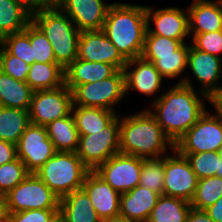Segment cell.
<instances>
[{
    "label": "cell",
    "instance_id": "28",
    "mask_svg": "<svg viewBox=\"0 0 222 222\" xmlns=\"http://www.w3.org/2000/svg\"><path fill=\"white\" fill-rule=\"evenodd\" d=\"M31 15L20 0H0V37L23 31Z\"/></svg>",
    "mask_w": 222,
    "mask_h": 222
},
{
    "label": "cell",
    "instance_id": "16",
    "mask_svg": "<svg viewBox=\"0 0 222 222\" xmlns=\"http://www.w3.org/2000/svg\"><path fill=\"white\" fill-rule=\"evenodd\" d=\"M147 32L146 34L161 35L184 43L189 32V16L177 7L153 10L146 6ZM154 22L155 29L150 28Z\"/></svg>",
    "mask_w": 222,
    "mask_h": 222
},
{
    "label": "cell",
    "instance_id": "29",
    "mask_svg": "<svg viewBox=\"0 0 222 222\" xmlns=\"http://www.w3.org/2000/svg\"><path fill=\"white\" fill-rule=\"evenodd\" d=\"M29 124L28 110L0 107V140L16 145Z\"/></svg>",
    "mask_w": 222,
    "mask_h": 222
},
{
    "label": "cell",
    "instance_id": "3",
    "mask_svg": "<svg viewBox=\"0 0 222 222\" xmlns=\"http://www.w3.org/2000/svg\"><path fill=\"white\" fill-rule=\"evenodd\" d=\"M120 153L143 159H159L174 144L149 110L120 118Z\"/></svg>",
    "mask_w": 222,
    "mask_h": 222
},
{
    "label": "cell",
    "instance_id": "44",
    "mask_svg": "<svg viewBox=\"0 0 222 222\" xmlns=\"http://www.w3.org/2000/svg\"><path fill=\"white\" fill-rule=\"evenodd\" d=\"M186 222H214L205 210H198L195 208L190 209Z\"/></svg>",
    "mask_w": 222,
    "mask_h": 222
},
{
    "label": "cell",
    "instance_id": "18",
    "mask_svg": "<svg viewBox=\"0 0 222 222\" xmlns=\"http://www.w3.org/2000/svg\"><path fill=\"white\" fill-rule=\"evenodd\" d=\"M110 6L103 0H63L60 9L79 31H92L102 30Z\"/></svg>",
    "mask_w": 222,
    "mask_h": 222
},
{
    "label": "cell",
    "instance_id": "49",
    "mask_svg": "<svg viewBox=\"0 0 222 222\" xmlns=\"http://www.w3.org/2000/svg\"><path fill=\"white\" fill-rule=\"evenodd\" d=\"M51 222H65L64 218L58 213Z\"/></svg>",
    "mask_w": 222,
    "mask_h": 222
},
{
    "label": "cell",
    "instance_id": "33",
    "mask_svg": "<svg viewBox=\"0 0 222 222\" xmlns=\"http://www.w3.org/2000/svg\"><path fill=\"white\" fill-rule=\"evenodd\" d=\"M159 159H144L139 185L163 195L165 156Z\"/></svg>",
    "mask_w": 222,
    "mask_h": 222
},
{
    "label": "cell",
    "instance_id": "22",
    "mask_svg": "<svg viewBox=\"0 0 222 222\" xmlns=\"http://www.w3.org/2000/svg\"><path fill=\"white\" fill-rule=\"evenodd\" d=\"M117 69L102 62H89L76 59L65 69V85L72 91L76 86L93 83L112 76Z\"/></svg>",
    "mask_w": 222,
    "mask_h": 222
},
{
    "label": "cell",
    "instance_id": "6",
    "mask_svg": "<svg viewBox=\"0 0 222 222\" xmlns=\"http://www.w3.org/2000/svg\"><path fill=\"white\" fill-rule=\"evenodd\" d=\"M120 153V118L118 115L97 134L79 137L76 154L90 170Z\"/></svg>",
    "mask_w": 222,
    "mask_h": 222
},
{
    "label": "cell",
    "instance_id": "47",
    "mask_svg": "<svg viewBox=\"0 0 222 222\" xmlns=\"http://www.w3.org/2000/svg\"><path fill=\"white\" fill-rule=\"evenodd\" d=\"M0 220H8L5 195L0 194Z\"/></svg>",
    "mask_w": 222,
    "mask_h": 222
},
{
    "label": "cell",
    "instance_id": "25",
    "mask_svg": "<svg viewBox=\"0 0 222 222\" xmlns=\"http://www.w3.org/2000/svg\"><path fill=\"white\" fill-rule=\"evenodd\" d=\"M45 127L56 152L77 151L80 136L71 113L66 117L54 120Z\"/></svg>",
    "mask_w": 222,
    "mask_h": 222
},
{
    "label": "cell",
    "instance_id": "13",
    "mask_svg": "<svg viewBox=\"0 0 222 222\" xmlns=\"http://www.w3.org/2000/svg\"><path fill=\"white\" fill-rule=\"evenodd\" d=\"M16 150L17 157L30 173H35L56 153L53 143L48 138L46 127L32 123L20 137Z\"/></svg>",
    "mask_w": 222,
    "mask_h": 222
},
{
    "label": "cell",
    "instance_id": "45",
    "mask_svg": "<svg viewBox=\"0 0 222 222\" xmlns=\"http://www.w3.org/2000/svg\"><path fill=\"white\" fill-rule=\"evenodd\" d=\"M205 212L214 222H222V197H220L213 205L206 208Z\"/></svg>",
    "mask_w": 222,
    "mask_h": 222
},
{
    "label": "cell",
    "instance_id": "20",
    "mask_svg": "<svg viewBox=\"0 0 222 222\" xmlns=\"http://www.w3.org/2000/svg\"><path fill=\"white\" fill-rule=\"evenodd\" d=\"M159 197V193L137 185L120 195L119 216L133 222H147Z\"/></svg>",
    "mask_w": 222,
    "mask_h": 222
},
{
    "label": "cell",
    "instance_id": "39",
    "mask_svg": "<svg viewBox=\"0 0 222 222\" xmlns=\"http://www.w3.org/2000/svg\"><path fill=\"white\" fill-rule=\"evenodd\" d=\"M29 66L20 58L10 54L0 44V70L16 80L26 82L28 77Z\"/></svg>",
    "mask_w": 222,
    "mask_h": 222
},
{
    "label": "cell",
    "instance_id": "5",
    "mask_svg": "<svg viewBox=\"0 0 222 222\" xmlns=\"http://www.w3.org/2000/svg\"><path fill=\"white\" fill-rule=\"evenodd\" d=\"M89 171L76 152H56L35 174L60 199L81 189Z\"/></svg>",
    "mask_w": 222,
    "mask_h": 222
},
{
    "label": "cell",
    "instance_id": "41",
    "mask_svg": "<svg viewBox=\"0 0 222 222\" xmlns=\"http://www.w3.org/2000/svg\"><path fill=\"white\" fill-rule=\"evenodd\" d=\"M59 209H33L8 213L9 222H51Z\"/></svg>",
    "mask_w": 222,
    "mask_h": 222
},
{
    "label": "cell",
    "instance_id": "2",
    "mask_svg": "<svg viewBox=\"0 0 222 222\" xmlns=\"http://www.w3.org/2000/svg\"><path fill=\"white\" fill-rule=\"evenodd\" d=\"M102 31L127 61L141 57L147 32L146 6L111 4Z\"/></svg>",
    "mask_w": 222,
    "mask_h": 222
},
{
    "label": "cell",
    "instance_id": "9",
    "mask_svg": "<svg viewBox=\"0 0 222 222\" xmlns=\"http://www.w3.org/2000/svg\"><path fill=\"white\" fill-rule=\"evenodd\" d=\"M205 111L174 145L180 154L219 152L222 148V118Z\"/></svg>",
    "mask_w": 222,
    "mask_h": 222
},
{
    "label": "cell",
    "instance_id": "48",
    "mask_svg": "<svg viewBox=\"0 0 222 222\" xmlns=\"http://www.w3.org/2000/svg\"><path fill=\"white\" fill-rule=\"evenodd\" d=\"M103 222H133V221H130V220H127L126 218L118 216L112 219L104 220Z\"/></svg>",
    "mask_w": 222,
    "mask_h": 222
},
{
    "label": "cell",
    "instance_id": "42",
    "mask_svg": "<svg viewBox=\"0 0 222 222\" xmlns=\"http://www.w3.org/2000/svg\"><path fill=\"white\" fill-rule=\"evenodd\" d=\"M25 10L32 16L35 13L59 10L63 0H20Z\"/></svg>",
    "mask_w": 222,
    "mask_h": 222
},
{
    "label": "cell",
    "instance_id": "50",
    "mask_svg": "<svg viewBox=\"0 0 222 222\" xmlns=\"http://www.w3.org/2000/svg\"><path fill=\"white\" fill-rule=\"evenodd\" d=\"M217 176L222 178V159L219 164V171H217Z\"/></svg>",
    "mask_w": 222,
    "mask_h": 222
},
{
    "label": "cell",
    "instance_id": "37",
    "mask_svg": "<svg viewBox=\"0 0 222 222\" xmlns=\"http://www.w3.org/2000/svg\"><path fill=\"white\" fill-rule=\"evenodd\" d=\"M30 172L17 157L15 160L0 166V194L6 195L21 183Z\"/></svg>",
    "mask_w": 222,
    "mask_h": 222
},
{
    "label": "cell",
    "instance_id": "19",
    "mask_svg": "<svg viewBox=\"0 0 222 222\" xmlns=\"http://www.w3.org/2000/svg\"><path fill=\"white\" fill-rule=\"evenodd\" d=\"M133 65L134 70H129ZM129 70V71H128ZM125 93L132 89L145 95H152L160 92V87L164 77L159 73L152 62L144 60L142 57L127 61L124 69Z\"/></svg>",
    "mask_w": 222,
    "mask_h": 222
},
{
    "label": "cell",
    "instance_id": "34",
    "mask_svg": "<svg viewBox=\"0 0 222 222\" xmlns=\"http://www.w3.org/2000/svg\"><path fill=\"white\" fill-rule=\"evenodd\" d=\"M23 31L30 37L32 59H35V62L57 63L50 41L32 21Z\"/></svg>",
    "mask_w": 222,
    "mask_h": 222
},
{
    "label": "cell",
    "instance_id": "7",
    "mask_svg": "<svg viewBox=\"0 0 222 222\" xmlns=\"http://www.w3.org/2000/svg\"><path fill=\"white\" fill-rule=\"evenodd\" d=\"M71 92L73 106L114 111L113 106L126 96L124 71L117 70L112 76L101 81L80 84Z\"/></svg>",
    "mask_w": 222,
    "mask_h": 222
},
{
    "label": "cell",
    "instance_id": "14",
    "mask_svg": "<svg viewBox=\"0 0 222 222\" xmlns=\"http://www.w3.org/2000/svg\"><path fill=\"white\" fill-rule=\"evenodd\" d=\"M78 59L102 62L123 70L127 60L102 30L81 31L78 40Z\"/></svg>",
    "mask_w": 222,
    "mask_h": 222
},
{
    "label": "cell",
    "instance_id": "43",
    "mask_svg": "<svg viewBox=\"0 0 222 222\" xmlns=\"http://www.w3.org/2000/svg\"><path fill=\"white\" fill-rule=\"evenodd\" d=\"M17 158L16 145L0 140V166Z\"/></svg>",
    "mask_w": 222,
    "mask_h": 222
},
{
    "label": "cell",
    "instance_id": "40",
    "mask_svg": "<svg viewBox=\"0 0 222 222\" xmlns=\"http://www.w3.org/2000/svg\"><path fill=\"white\" fill-rule=\"evenodd\" d=\"M192 42L196 49L218 56V53H222V30L198 33Z\"/></svg>",
    "mask_w": 222,
    "mask_h": 222
},
{
    "label": "cell",
    "instance_id": "21",
    "mask_svg": "<svg viewBox=\"0 0 222 222\" xmlns=\"http://www.w3.org/2000/svg\"><path fill=\"white\" fill-rule=\"evenodd\" d=\"M189 32L192 38L198 33L222 30V0H194L188 7Z\"/></svg>",
    "mask_w": 222,
    "mask_h": 222
},
{
    "label": "cell",
    "instance_id": "31",
    "mask_svg": "<svg viewBox=\"0 0 222 222\" xmlns=\"http://www.w3.org/2000/svg\"><path fill=\"white\" fill-rule=\"evenodd\" d=\"M222 197V178L207 177L198 180L197 188L190 204L192 208L205 210Z\"/></svg>",
    "mask_w": 222,
    "mask_h": 222
},
{
    "label": "cell",
    "instance_id": "23",
    "mask_svg": "<svg viewBox=\"0 0 222 222\" xmlns=\"http://www.w3.org/2000/svg\"><path fill=\"white\" fill-rule=\"evenodd\" d=\"M59 214L65 222H103L83 188L60 198Z\"/></svg>",
    "mask_w": 222,
    "mask_h": 222
},
{
    "label": "cell",
    "instance_id": "51",
    "mask_svg": "<svg viewBox=\"0 0 222 222\" xmlns=\"http://www.w3.org/2000/svg\"><path fill=\"white\" fill-rule=\"evenodd\" d=\"M219 153H220V156H221V159H222V148L220 149Z\"/></svg>",
    "mask_w": 222,
    "mask_h": 222
},
{
    "label": "cell",
    "instance_id": "4",
    "mask_svg": "<svg viewBox=\"0 0 222 222\" xmlns=\"http://www.w3.org/2000/svg\"><path fill=\"white\" fill-rule=\"evenodd\" d=\"M31 21L50 41L59 65L66 69L77 59L81 31L61 9L35 13Z\"/></svg>",
    "mask_w": 222,
    "mask_h": 222
},
{
    "label": "cell",
    "instance_id": "36",
    "mask_svg": "<svg viewBox=\"0 0 222 222\" xmlns=\"http://www.w3.org/2000/svg\"><path fill=\"white\" fill-rule=\"evenodd\" d=\"M181 155L188 159L191 168L196 174L198 180L217 176V171H219V164L221 161L219 152L212 151Z\"/></svg>",
    "mask_w": 222,
    "mask_h": 222
},
{
    "label": "cell",
    "instance_id": "11",
    "mask_svg": "<svg viewBox=\"0 0 222 222\" xmlns=\"http://www.w3.org/2000/svg\"><path fill=\"white\" fill-rule=\"evenodd\" d=\"M172 151L174 156L165 155L163 195L190 203L197 188L198 178L188 159L175 148Z\"/></svg>",
    "mask_w": 222,
    "mask_h": 222
},
{
    "label": "cell",
    "instance_id": "26",
    "mask_svg": "<svg viewBox=\"0 0 222 222\" xmlns=\"http://www.w3.org/2000/svg\"><path fill=\"white\" fill-rule=\"evenodd\" d=\"M34 90L20 80H16L0 70V97L2 106L29 110Z\"/></svg>",
    "mask_w": 222,
    "mask_h": 222
},
{
    "label": "cell",
    "instance_id": "10",
    "mask_svg": "<svg viewBox=\"0 0 222 222\" xmlns=\"http://www.w3.org/2000/svg\"><path fill=\"white\" fill-rule=\"evenodd\" d=\"M72 106V92L65 84L54 89L36 90L28 110L30 123L47 126L56 119L68 116Z\"/></svg>",
    "mask_w": 222,
    "mask_h": 222
},
{
    "label": "cell",
    "instance_id": "12",
    "mask_svg": "<svg viewBox=\"0 0 222 222\" xmlns=\"http://www.w3.org/2000/svg\"><path fill=\"white\" fill-rule=\"evenodd\" d=\"M143 158L118 153L95 172L120 194L131 191L140 182Z\"/></svg>",
    "mask_w": 222,
    "mask_h": 222
},
{
    "label": "cell",
    "instance_id": "24",
    "mask_svg": "<svg viewBox=\"0 0 222 222\" xmlns=\"http://www.w3.org/2000/svg\"><path fill=\"white\" fill-rule=\"evenodd\" d=\"M71 114L79 136L97 134L117 116L115 111L96 107L72 106Z\"/></svg>",
    "mask_w": 222,
    "mask_h": 222
},
{
    "label": "cell",
    "instance_id": "46",
    "mask_svg": "<svg viewBox=\"0 0 222 222\" xmlns=\"http://www.w3.org/2000/svg\"><path fill=\"white\" fill-rule=\"evenodd\" d=\"M209 102L215 107L216 114L222 118V87L209 98Z\"/></svg>",
    "mask_w": 222,
    "mask_h": 222
},
{
    "label": "cell",
    "instance_id": "17",
    "mask_svg": "<svg viewBox=\"0 0 222 222\" xmlns=\"http://www.w3.org/2000/svg\"><path fill=\"white\" fill-rule=\"evenodd\" d=\"M82 188L102 221L119 216L120 193L114 190L95 171H89Z\"/></svg>",
    "mask_w": 222,
    "mask_h": 222
},
{
    "label": "cell",
    "instance_id": "8",
    "mask_svg": "<svg viewBox=\"0 0 222 222\" xmlns=\"http://www.w3.org/2000/svg\"><path fill=\"white\" fill-rule=\"evenodd\" d=\"M8 213L33 209H59V198L35 174L30 173L5 195Z\"/></svg>",
    "mask_w": 222,
    "mask_h": 222
},
{
    "label": "cell",
    "instance_id": "30",
    "mask_svg": "<svg viewBox=\"0 0 222 222\" xmlns=\"http://www.w3.org/2000/svg\"><path fill=\"white\" fill-rule=\"evenodd\" d=\"M191 207L183 199L160 195L147 222H186Z\"/></svg>",
    "mask_w": 222,
    "mask_h": 222
},
{
    "label": "cell",
    "instance_id": "52",
    "mask_svg": "<svg viewBox=\"0 0 222 222\" xmlns=\"http://www.w3.org/2000/svg\"><path fill=\"white\" fill-rule=\"evenodd\" d=\"M0 222H9V220H0Z\"/></svg>",
    "mask_w": 222,
    "mask_h": 222
},
{
    "label": "cell",
    "instance_id": "15",
    "mask_svg": "<svg viewBox=\"0 0 222 222\" xmlns=\"http://www.w3.org/2000/svg\"><path fill=\"white\" fill-rule=\"evenodd\" d=\"M222 59L219 56L196 49L192 44L189 46L187 55V67L189 66L196 78L201 82L200 94L209 100L221 86H217L222 77Z\"/></svg>",
    "mask_w": 222,
    "mask_h": 222
},
{
    "label": "cell",
    "instance_id": "38",
    "mask_svg": "<svg viewBox=\"0 0 222 222\" xmlns=\"http://www.w3.org/2000/svg\"><path fill=\"white\" fill-rule=\"evenodd\" d=\"M1 45L10 54L20 58L28 65H32L35 62V59H32L30 37L24 31L4 36Z\"/></svg>",
    "mask_w": 222,
    "mask_h": 222
},
{
    "label": "cell",
    "instance_id": "35",
    "mask_svg": "<svg viewBox=\"0 0 222 222\" xmlns=\"http://www.w3.org/2000/svg\"><path fill=\"white\" fill-rule=\"evenodd\" d=\"M183 43L161 35L146 34L141 57L178 56V48Z\"/></svg>",
    "mask_w": 222,
    "mask_h": 222
},
{
    "label": "cell",
    "instance_id": "27",
    "mask_svg": "<svg viewBox=\"0 0 222 222\" xmlns=\"http://www.w3.org/2000/svg\"><path fill=\"white\" fill-rule=\"evenodd\" d=\"M26 82L34 91L58 88L65 84V69L58 63L34 62Z\"/></svg>",
    "mask_w": 222,
    "mask_h": 222
},
{
    "label": "cell",
    "instance_id": "32",
    "mask_svg": "<svg viewBox=\"0 0 222 222\" xmlns=\"http://www.w3.org/2000/svg\"><path fill=\"white\" fill-rule=\"evenodd\" d=\"M188 51L189 45L183 43L178 48V56L142 58L146 61L152 62L164 78H174L182 74L187 67Z\"/></svg>",
    "mask_w": 222,
    "mask_h": 222
},
{
    "label": "cell",
    "instance_id": "1",
    "mask_svg": "<svg viewBox=\"0 0 222 222\" xmlns=\"http://www.w3.org/2000/svg\"><path fill=\"white\" fill-rule=\"evenodd\" d=\"M153 107L157 112L151 114L174 145L206 111L188 78L156 98Z\"/></svg>",
    "mask_w": 222,
    "mask_h": 222
}]
</instances>
